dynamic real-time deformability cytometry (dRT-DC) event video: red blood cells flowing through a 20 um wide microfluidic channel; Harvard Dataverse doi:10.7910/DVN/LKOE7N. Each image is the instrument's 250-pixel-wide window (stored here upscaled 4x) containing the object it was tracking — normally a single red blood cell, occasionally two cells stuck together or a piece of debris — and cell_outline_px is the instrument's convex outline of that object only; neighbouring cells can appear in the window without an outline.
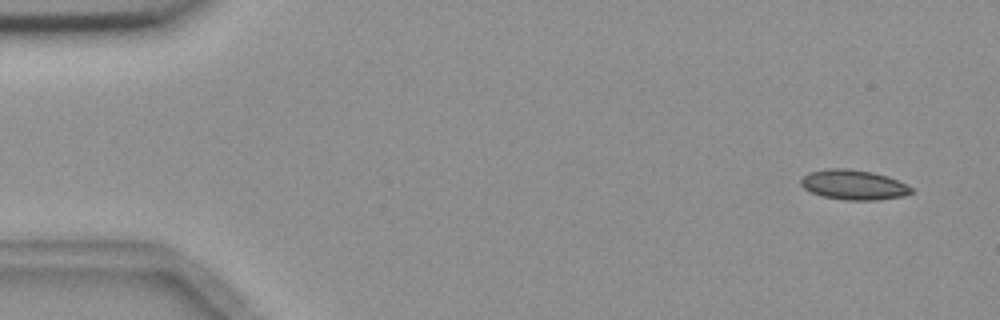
{"species": "common noctule bat (a hibernating species)", "species_latin": "Nyctalus noctula", "temperature_condition": "room temperature", "stored_images_in_passage": 8, "camera_frame_rate_fps": 3000, "um_per_image_px": 0.085, "animal": {"sex": "female", "body_mass_g": 18.4}, "frame": {"image": 1, "passage_image": 1, "time_ms": 0.0, "image_size_px": [1000, 320], "cell_outline_px": [[912, 192], [904, 196], [876, 200], [844, 200], [824, 196], [812, 192], [804, 188], [800, 184], [800, 180], [808, 172], [828, 168], [848, 168], [872, 172], [888, 176], [908, 184], [912, 188]], "centroid_in_image_um": [72.57, 15.7], "position_along_channel_um": 12.4, "area_um2": 19.31}}
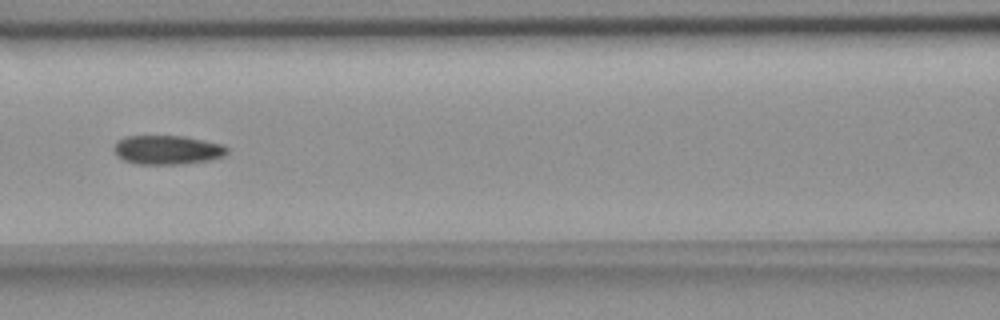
{"frame": {"image": 2, "passage_image": 7, "time_ms": 7.0, "image_size_px": [1000, 320], "cell_outline_px": [[228, 152], [224, 156], [212, 160], [184, 164], [136, 164], [124, 160], [116, 156], [112, 148], [120, 140], [128, 136], [184, 136], [220, 144], [228, 148]], "centroid_in_image_um": [14.23, 12.75], "position_along_channel_um": 152.4, "area_um2": 19.19}}
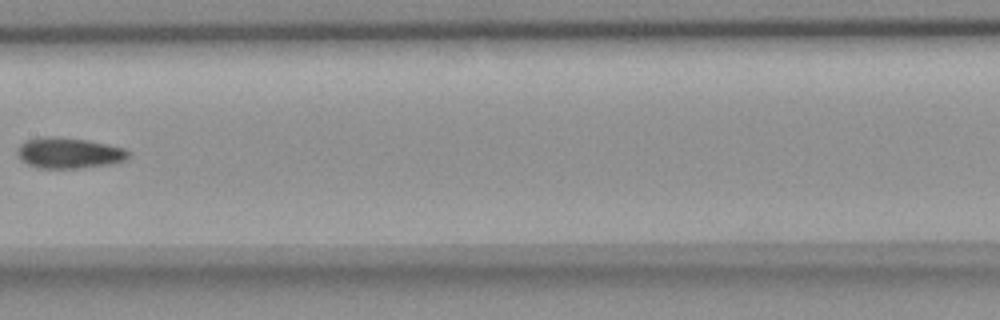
{"frame": {"image": 3, "passage_image": 8, "time_ms": 8.333, "image_size_px": [1000, 320], "cell_outline_px": [[128, 160], [116, 164], [80, 168], [36, 168], [28, 164], [16, 152], [16, 148], [24, 140], [44, 136], [56, 136], [88, 140], [108, 144], [124, 148], [128, 152]], "centroid_in_image_um": [5.88, 13.0], "position_along_channel_um": 201.5, "area_um2": 20.23}}